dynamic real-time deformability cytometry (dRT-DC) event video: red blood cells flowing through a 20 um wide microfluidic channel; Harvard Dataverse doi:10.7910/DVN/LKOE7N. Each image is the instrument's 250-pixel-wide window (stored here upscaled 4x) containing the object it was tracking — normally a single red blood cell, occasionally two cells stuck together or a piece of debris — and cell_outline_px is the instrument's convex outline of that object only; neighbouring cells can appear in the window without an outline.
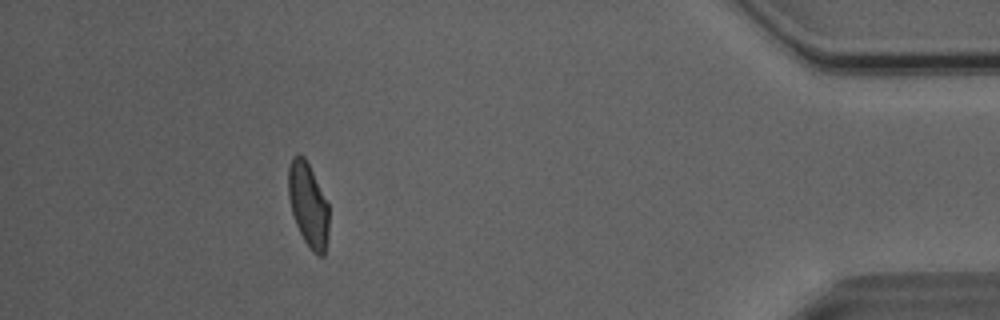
{"species": "Egyptian fruit bat (a non-hibernating species)", "species_latin": "Rousettus aegyptiacus", "temperature_condition": "room temperature", "stored_images_in_passage": 46, "camera_frame_rate_fps": 3000, "um_per_image_px": 0.085, "animal": {"sex": "male"}, "frame": {"image": 1, "passage_image": 46, "time_ms": 15.0, "image_size_px": [1000, 320], "cell_outline_px": [[328, 236], [324, 256], [316, 256], [312, 252], [304, 240], [296, 224], [292, 212], [288, 196], [288, 168], [292, 156], [296, 152], [300, 152], [304, 156], [328, 204]], "centroid_in_image_um": [26.18, 17.4], "position_along_channel_um": 409.0, "area_um2": 19.88}, "authors_computed_cell_mechanics": {"area_um2": 20.5768, "velocity_mm_per_s": 4.0521, "shape_relaxation_time_tau1_ms": 4.9372, "shape_relaxation_time_tau2_ms": 0.9829, "deformation_change_tau1": 0.1496, "deformation_change_tau2": 0.0521}}